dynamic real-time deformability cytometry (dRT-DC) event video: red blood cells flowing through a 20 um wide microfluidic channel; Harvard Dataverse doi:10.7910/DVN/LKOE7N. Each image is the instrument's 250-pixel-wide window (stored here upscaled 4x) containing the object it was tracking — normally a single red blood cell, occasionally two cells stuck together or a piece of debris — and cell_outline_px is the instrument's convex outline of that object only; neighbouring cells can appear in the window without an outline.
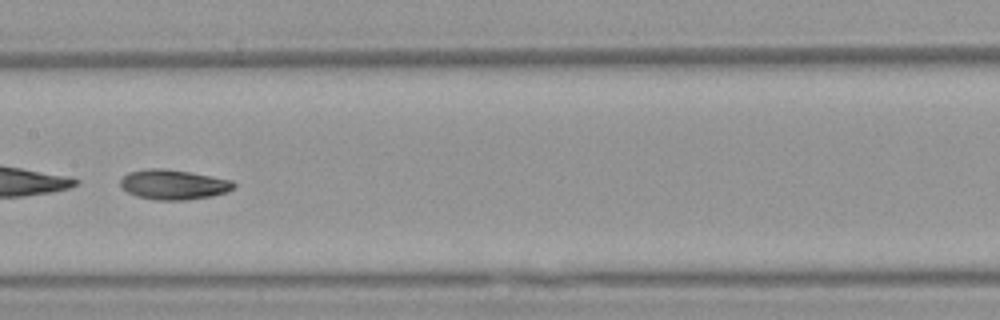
{"species": "Egyptian fruit bat (a non-hibernating species)", "species_latin": "Rousettus aegyptiacus", "temperature_condition": "warm", "stored_images_in_passage": 37, "camera_frame_rate_fps": 3000, "um_per_image_px": 0.085, "animal": {"sex": "female"}, "frame": {"image": 1, "passage_image": 16, "time_ms": 5.0, "image_size_px": [1000, 320], "cell_outline_px": [[236, 184], [228, 192], [212, 196], [188, 200], [156, 200], [136, 196], [128, 192], [120, 184], [120, 180], [128, 172], [148, 168], [164, 168], [192, 172], [232, 180]], "centroid_in_image_um": [14.76, 15.68], "position_along_channel_um": 192.6, "area_um2": 19.88}, "authors_computed_cell_mechanics": {"area_um2": 19.8832, "velocity_mm_per_s": 3.8242, "shape_relaxation_time_tau1_ms": 1.2907, "shape_relaxation_time_tau2_ms": 3.9942, "deformation_change_tau1": 0.2562, "deformation_change_tau2": 0.0912}}